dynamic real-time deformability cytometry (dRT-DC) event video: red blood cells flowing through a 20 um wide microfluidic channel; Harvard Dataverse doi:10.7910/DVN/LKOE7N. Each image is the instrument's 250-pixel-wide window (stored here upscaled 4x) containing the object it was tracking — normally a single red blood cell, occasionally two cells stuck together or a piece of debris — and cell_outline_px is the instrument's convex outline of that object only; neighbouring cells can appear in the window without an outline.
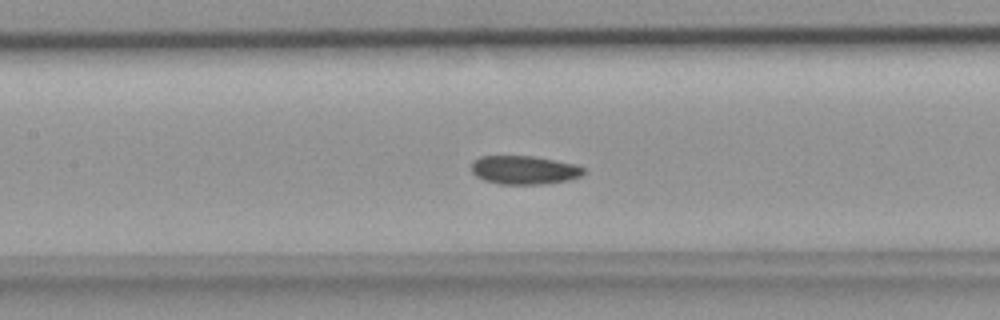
{"species": "common noctule bat (a hibernating species)", "species_latin": "Nyctalus noctula", "temperature_condition": "room temperature", "stored_images_in_passage": 35, "camera_frame_rate_fps": 3000, "um_per_image_px": 0.085, "animal": {"sex": "female", "body_mass_g": 18.4}, "frame": {"image": 1, "passage_image": 18, "time_ms": 5.667, "image_size_px": [1000, 320], "cell_outline_px": [[584, 172], [580, 176], [568, 180], [544, 184], [500, 184], [484, 180], [476, 176], [472, 172], [472, 160], [480, 156], [532, 156], [576, 164], [584, 168]], "centroid_in_image_um": [44.53, 14.45], "position_along_channel_um": 162.9, "area_um2": 18.67}}
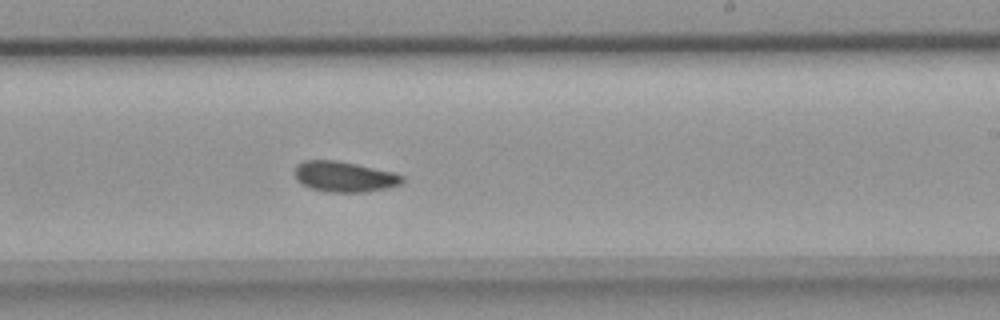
{"frame": {"image": 2, "passage_image": 24, "time_ms": 7.667, "image_size_px": [1000, 320], "cell_outline_px": [[404, 180], [400, 184], [388, 188], [368, 192], [324, 192], [312, 188], [296, 180], [296, 164], [304, 160], [336, 160], [396, 172], [404, 176]], "centroid_in_image_um": [29.31, 15.02], "position_along_channel_um": 259.7, "area_um2": 19.25}}
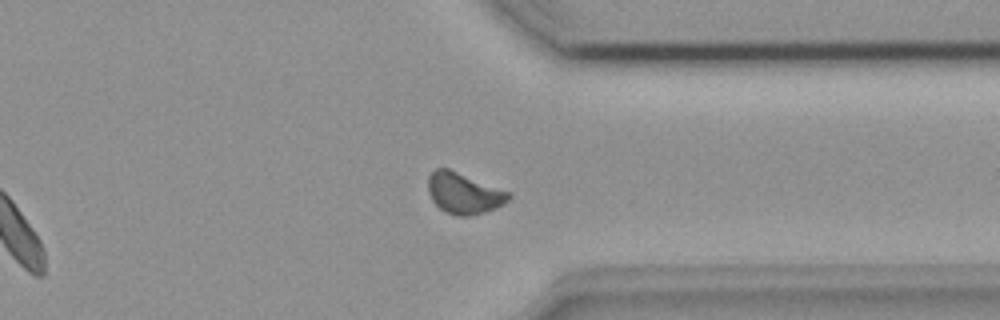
{"frame": {"image": 3, "passage_image": 31, "time_ms": 10.0, "image_size_px": [1000, 320], "cell_outline_px": [[512, 196], [504, 204], [496, 208], [484, 212], [468, 216], [456, 216], [444, 212], [432, 200], [428, 192], [428, 176], [436, 168], [448, 168], [512, 192]], "centroid_in_image_um": [39.45, 16.43], "position_along_channel_um": 372.0, "area_um2": 19.48}}